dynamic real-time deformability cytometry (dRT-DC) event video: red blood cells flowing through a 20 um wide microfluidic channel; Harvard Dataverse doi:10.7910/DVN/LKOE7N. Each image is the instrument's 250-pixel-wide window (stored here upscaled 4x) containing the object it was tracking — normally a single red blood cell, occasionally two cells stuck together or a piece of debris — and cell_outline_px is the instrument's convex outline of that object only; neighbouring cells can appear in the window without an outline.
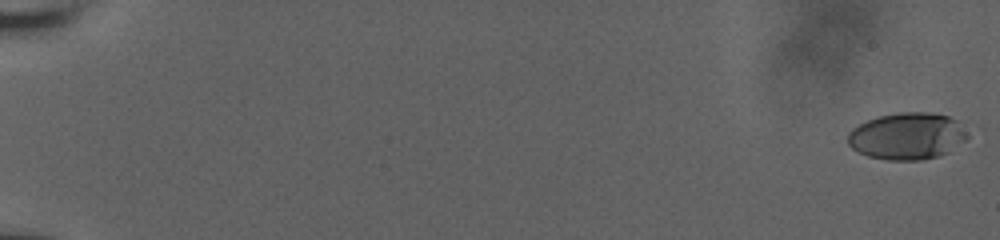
{"species": "human", "species_latin": "Homo sapiens", "temperature_condition": "room temperature", "stored_images_in_passage": 58, "camera_frame_rate_fps": 3000, "um_per_image_px": 0.085, "donor": {"sex": "male"}, "frame": {"image": 1, "passage_image": 1, "time_ms": 0.0, "image_size_px": [1000, 240], "cell_outline_px": [[968, 136], [964, 140], [948, 152], [940, 156], [920, 160], [888, 160], [868, 156], [852, 148], [848, 144], [848, 132], [852, 128], [876, 116], [900, 112], [932, 112], [948, 116], [956, 120]], "centroid_in_image_um": [77.08, 11.56], "position_along_channel_um": 7.9, "area_um2": 32.54}}
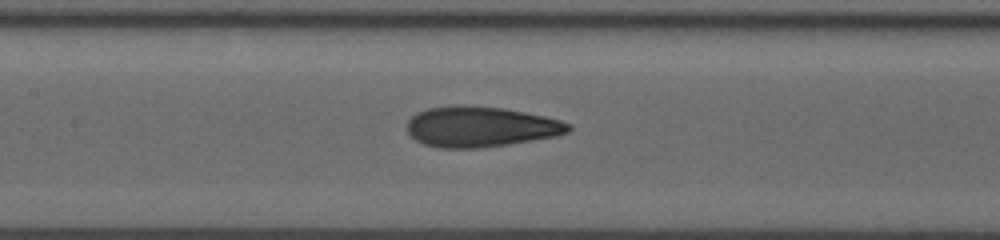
{"frame": {"image": 2, "passage_image": 31, "time_ms": 10.0, "image_size_px": [1000, 240], "cell_outline_px": [[572, 128], [568, 132], [556, 136], [508, 144], [476, 148], [440, 148], [424, 144], [408, 136], [408, 120], [416, 112], [428, 108], [456, 104], [464, 104], [504, 108], [544, 116], [560, 120], [572, 124]], "centroid_in_image_um": [40.83, 10.76], "position_along_channel_um": 166.6, "area_um2": 38.32}}
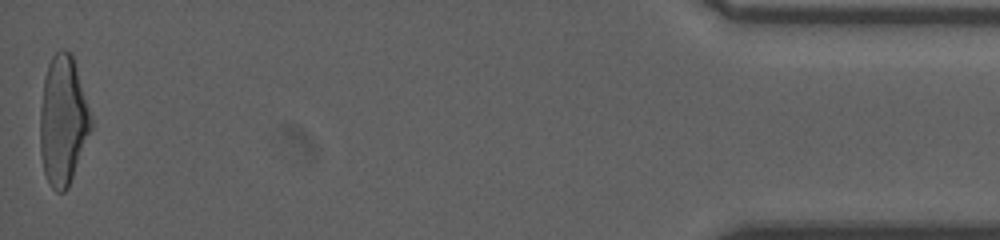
{"frame": {"image": 3, "passage_image": 58, "time_ms": 19.0, "image_size_px": [1000, 240], "cell_outline_px": [[92, 128], [68, 188], [64, 192], [56, 192], [52, 188], [44, 172], [40, 152], [40, 108], [44, 76], [48, 64], [52, 56], [60, 48], [68, 52], [72, 56], [92, 116]], "centroid_in_image_um": [5.34, 10.26], "position_along_channel_um": 429.9, "area_um2": 38.26}, "authors_computed_cell_mechanics": {"area_um2": 36.8764, "velocity_mm_per_s": 3.842, "shape_relaxation_time_tau1_ms": 7.0852, "shape_relaxation_time_tau2_ms": 1.2295, "deformation_change_tau1": 0.247, "deformation_change_tau2": 0.0933}}